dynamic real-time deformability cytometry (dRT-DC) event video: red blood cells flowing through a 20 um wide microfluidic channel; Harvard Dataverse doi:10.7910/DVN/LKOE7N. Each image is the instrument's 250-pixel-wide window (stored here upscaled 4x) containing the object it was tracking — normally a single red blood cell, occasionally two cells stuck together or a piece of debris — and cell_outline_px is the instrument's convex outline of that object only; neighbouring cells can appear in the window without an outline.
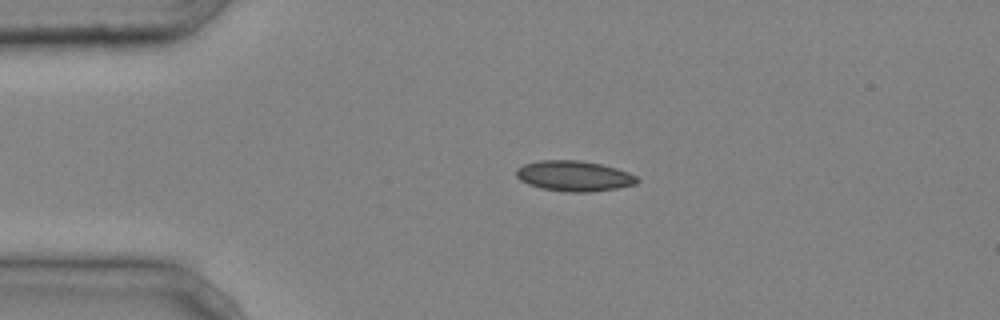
{"species": "common noctule bat (a hibernating species)", "species_latin": "Nyctalus noctula", "temperature_condition": "cold", "stored_images_in_passage": 2, "camera_frame_rate_fps": 3000, "um_per_image_px": 0.085, "animal": {"sex": "male", "body_mass_g": 20.4}, "frame": {"image": 1, "passage_image": 1, "time_ms": 0.0, "image_size_px": [1000, 320], "cell_outline_px": [[640, 180], [636, 184], [616, 188], [592, 192], [568, 192], [540, 188], [528, 184], [520, 180], [516, 176], [516, 168], [524, 164], [540, 160], [580, 160], [600, 164], [616, 168], [628, 172], [636, 176]], "centroid_in_image_um": [48.78, 14.96], "position_along_channel_um": 36.2, "area_um2": 21.5}}